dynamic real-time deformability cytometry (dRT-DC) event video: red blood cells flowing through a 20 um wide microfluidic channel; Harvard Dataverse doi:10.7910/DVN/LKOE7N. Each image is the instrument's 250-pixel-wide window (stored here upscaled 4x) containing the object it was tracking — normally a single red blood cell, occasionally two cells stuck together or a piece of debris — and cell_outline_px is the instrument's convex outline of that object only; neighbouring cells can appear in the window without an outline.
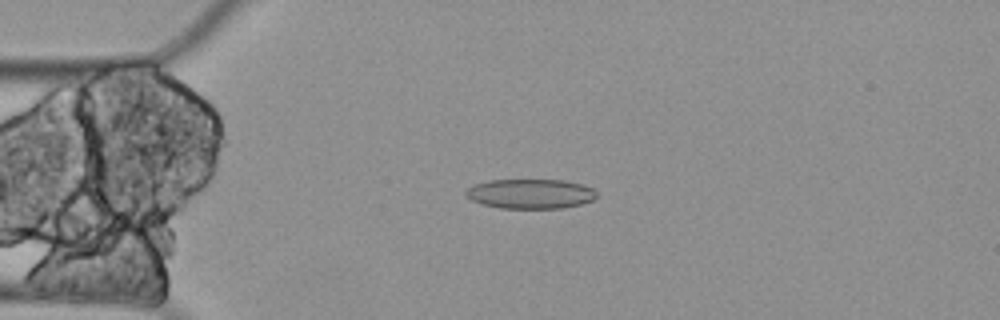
{"species": "Egyptian fruit bat (a non-hibernating species)", "species_latin": "Rousettus aegyptiacus", "temperature_condition": "cold", "stored_images_in_passage": 5, "camera_frame_rate_fps": 3000, "um_per_image_px": 0.085, "animal": {"sex": "female"}, "frame": {"image": 1, "passage_image": 4, "time_ms": 1.0, "image_size_px": [1000, 320], "cell_outline_px": [[596, 196], [592, 200], [580, 204], [564, 208], [500, 208], [480, 204], [472, 200], [464, 192], [468, 188], [476, 184], [488, 180], [564, 180], [580, 184], [592, 188], [596, 192]], "centroid_in_image_um": [45.07, 16.47], "position_along_channel_um": 39.9, "area_um2": 22.48}}